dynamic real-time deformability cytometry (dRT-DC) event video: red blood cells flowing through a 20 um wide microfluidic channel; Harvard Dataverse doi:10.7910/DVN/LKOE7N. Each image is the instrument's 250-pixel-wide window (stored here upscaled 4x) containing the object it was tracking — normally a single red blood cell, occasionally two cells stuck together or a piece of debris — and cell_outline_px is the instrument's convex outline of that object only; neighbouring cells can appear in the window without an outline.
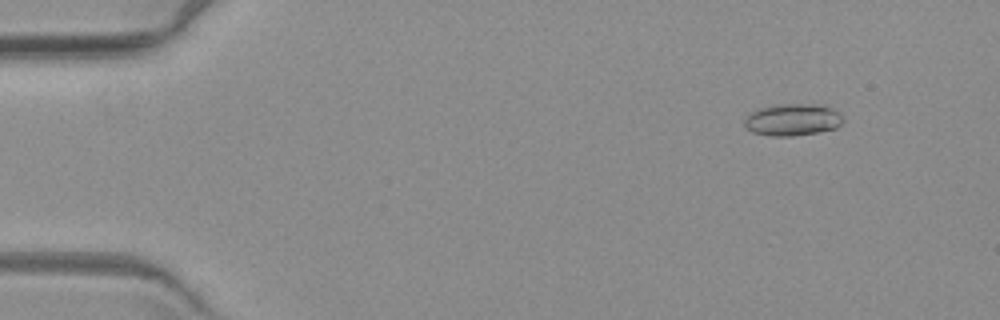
{"species": "common noctule bat (a hibernating species)", "species_latin": "Nyctalus noctula", "temperature_condition": "warm", "stored_images_in_passage": 4, "camera_frame_rate_fps": 3000, "um_per_image_px": 0.085, "animal": {"sex": "female", "body_mass_g": 19.3, "forearm_length_mm": 54.1}, "frame": {"image": 1, "passage_image": 2, "time_ms": 1.0, "image_size_px": [1000, 320], "cell_outline_px": [[844, 120], [836, 128], [816, 132], [792, 136], [772, 136], [752, 132], [744, 124], [744, 120], [756, 108], [772, 104], [824, 104], [832, 108]], "centroid_in_image_um": [67.35, 10.16], "position_along_channel_um": 17.7, "area_um2": 18.38}}
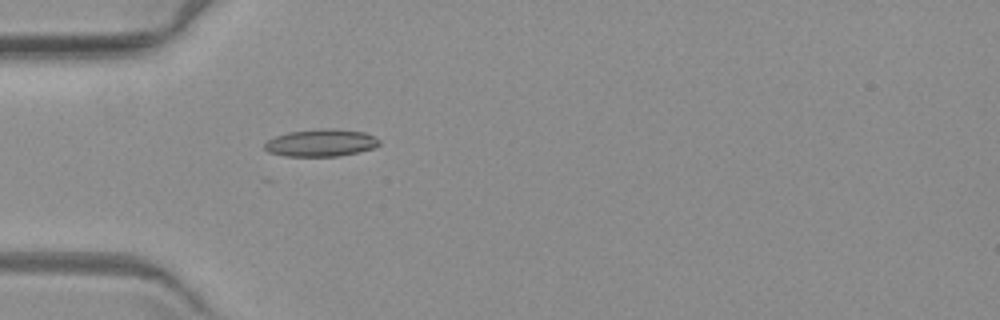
{"frame": {"image": 2, "passage_image": 4, "time_ms": 5.0, "image_size_px": [1000, 320], "cell_outline_px": [[380, 144], [372, 148], [356, 152], [336, 156], [284, 156], [268, 152], [264, 148], [264, 144], [268, 140], [276, 136], [288, 132], [328, 128], [364, 132], [380, 140]], "centroid_in_image_um": [27.25, 12.14], "position_along_channel_um": 57.8, "area_um2": 17.98}}